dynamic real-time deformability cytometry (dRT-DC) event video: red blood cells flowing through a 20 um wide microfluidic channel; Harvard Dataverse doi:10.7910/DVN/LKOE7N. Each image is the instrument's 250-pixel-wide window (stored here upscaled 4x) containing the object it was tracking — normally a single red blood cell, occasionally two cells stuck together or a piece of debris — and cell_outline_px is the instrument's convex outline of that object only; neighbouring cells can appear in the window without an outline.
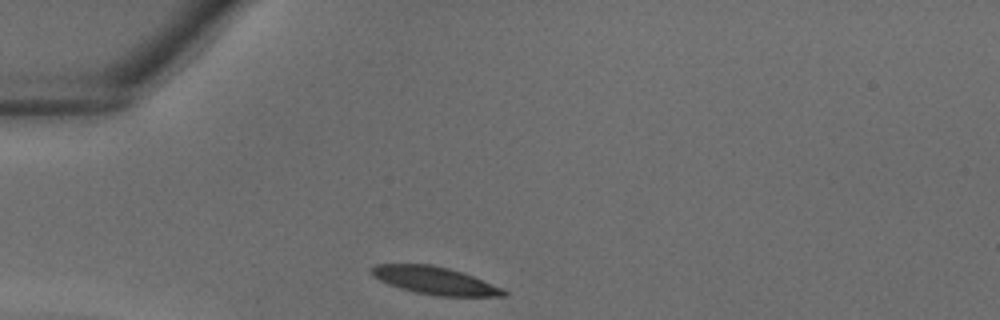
{"species": "common noctule bat (a hibernating species)", "species_latin": "Nyctalus noctula", "temperature_condition": "warm", "stored_images_in_passage": 24, "camera_frame_rate_fps": 3000, "um_per_image_px": 0.085, "animal": {"sex": "male", "body_mass_g": 18.8}, "frame": {"image": 1, "passage_image": 1, "time_ms": 0.0, "image_size_px": [1000, 320], "cell_outline_px": [[508, 296], [436, 296], [416, 292], [388, 284], [380, 280], [372, 272], [372, 268], [376, 264], [432, 264], [448, 268], [472, 276], [500, 288], [508, 292]], "centroid_in_image_um": [36.96, 23.85], "position_along_channel_um": 48.0, "area_um2": 20.75}}
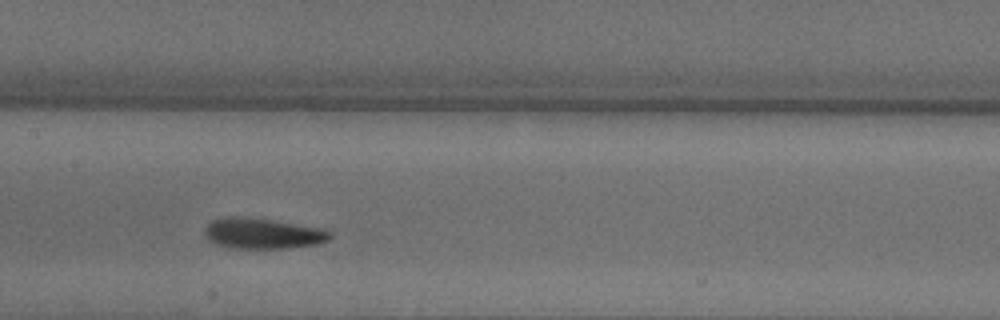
{"frame": {"image": 2, "passage_image": 10, "time_ms": 3.0, "image_size_px": [1000, 320], "cell_outline_px": [[332, 236], [328, 240], [320, 244], [288, 248], [232, 248], [216, 244], [208, 240], [204, 232], [204, 228], [212, 220], [228, 216], [248, 216], [320, 228], [332, 232]], "centroid_in_image_um": [22.32, 19.84], "position_along_channel_um": 185.1, "area_um2": 22.54}}
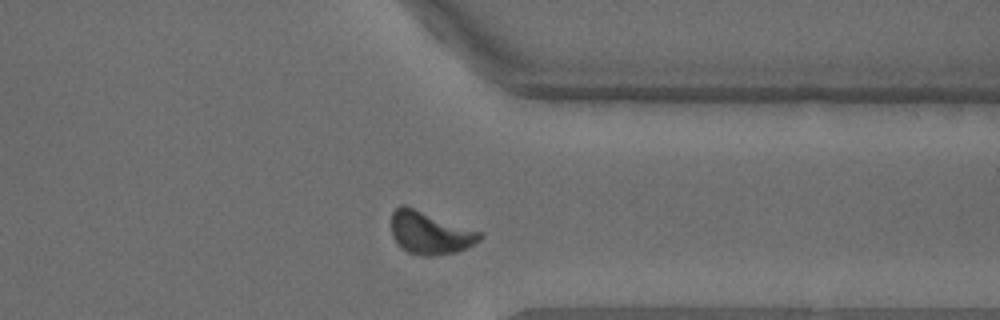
{"frame": {"image": 3, "passage_image": 21, "time_ms": 6.667, "image_size_px": [1000, 320], "cell_outline_px": [[484, 236], [480, 240], [456, 252], [436, 256], [424, 256], [408, 252], [400, 248], [392, 236], [392, 212], [400, 204], [404, 204], [484, 232]], "centroid_in_image_um": [36.56, 19.78], "position_along_channel_um": 374.8, "area_um2": 22.31}}